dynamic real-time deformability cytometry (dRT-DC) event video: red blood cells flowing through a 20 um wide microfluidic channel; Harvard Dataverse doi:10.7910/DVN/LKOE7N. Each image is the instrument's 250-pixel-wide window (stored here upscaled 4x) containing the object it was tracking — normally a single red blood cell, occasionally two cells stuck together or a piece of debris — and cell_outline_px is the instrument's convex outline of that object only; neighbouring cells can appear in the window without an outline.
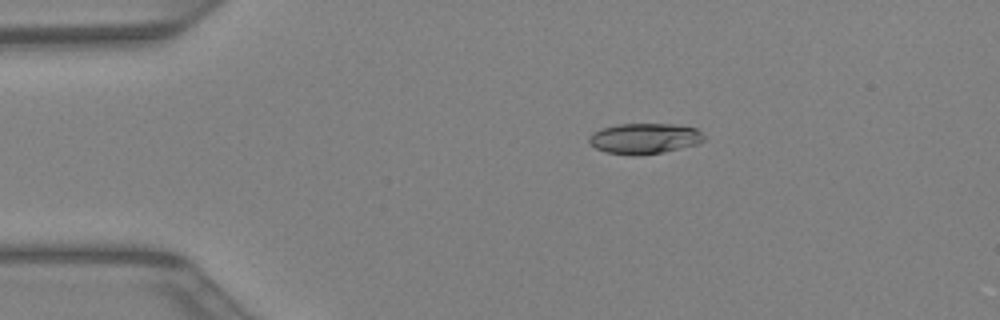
{"species": "Egyptian fruit bat (a non-hibernating species)", "species_latin": "Rousettus aegyptiacus", "temperature_condition": "warm", "stored_images_in_passage": 42, "camera_frame_rate_fps": 3000, "um_per_image_px": 0.085, "animal": {"sex": "female"}, "frame": {"image": 1, "passage_image": 8, "time_ms": 2.333, "image_size_px": [1000, 320], "cell_outline_px": [[704, 140], [696, 144], [664, 152], [636, 156], [632, 156], [604, 152], [596, 148], [588, 140], [588, 136], [592, 132], [600, 128], [616, 124], [672, 124], [696, 128], [704, 136]], "centroid_in_image_um": [54.73, 11.77], "position_along_channel_um": 30.3, "area_um2": 20.63}}
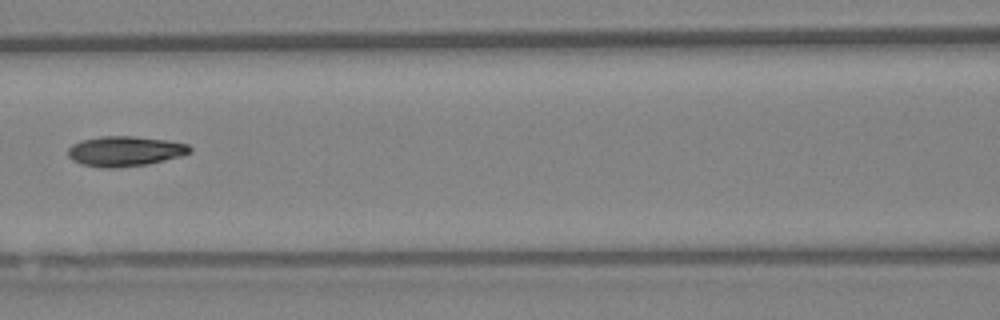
{"frame": {"image": 2, "passage_image": 19, "time_ms": 6.0, "image_size_px": [1000, 320], "cell_outline_px": [[192, 152], [180, 156], [148, 164], [112, 168], [100, 168], [80, 164], [72, 160], [68, 156], [68, 148], [72, 144], [80, 140], [100, 136], [132, 136], [164, 140], [188, 144], [192, 148]], "centroid_in_image_um": [10.58, 12.85], "position_along_channel_um": 156.0, "area_um2": 21.44}}
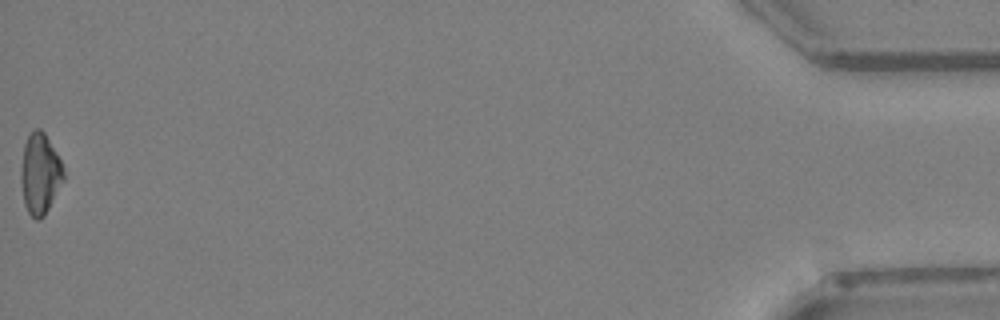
{"frame": {"image": 3, "passage_image": 42, "time_ms": 13.667, "image_size_px": [1000, 320], "cell_outline_px": [[64, 180], [44, 216], [40, 220], [36, 220], [28, 212], [24, 204], [20, 180], [20, 168], [24, 144], [32, 128], [40, 128], [44, 132], [56, 152], [60, 160], [64, 172]], "centroid_in_image_um": [3.38, 14.76], "position_along_channel_um": 431.8, "area_um2": 20.17}}